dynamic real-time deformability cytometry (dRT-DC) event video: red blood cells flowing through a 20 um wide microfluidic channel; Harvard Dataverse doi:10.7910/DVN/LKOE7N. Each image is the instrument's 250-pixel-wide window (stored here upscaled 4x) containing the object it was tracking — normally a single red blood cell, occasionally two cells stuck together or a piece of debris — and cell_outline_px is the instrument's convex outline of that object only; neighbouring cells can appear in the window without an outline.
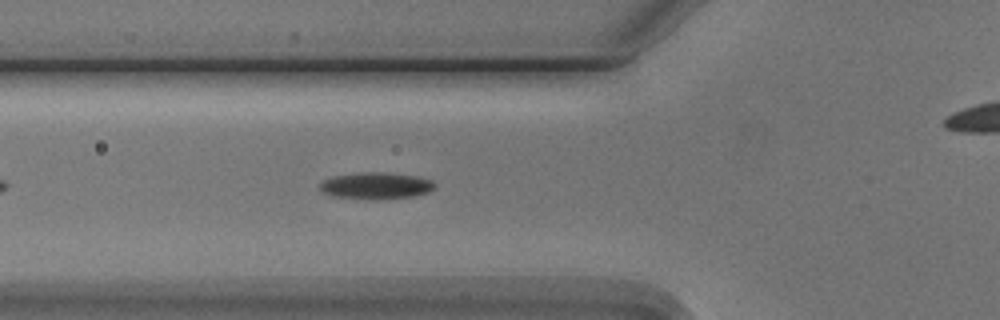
{"species": "Egyptian fruit bat (a non-hibernating species)", "species_latin": "Rousettus aegyptiacus", "temperature_condition": "cold", "stored_images_in_passage": 6, "segment_of_instrument_passage": [1, 2], "camera_frame_rate_fps": 3000, "um_per_image_px": 0.085, "animal": {"sex": "male"}, "frame": {"image": 1, "passage_image": 5, "time_ms": 4.667, "image_size_px": [1000, 320], "cell_outline_px": [[436, 188], [428, 192], [416, 196], [380, 200], [372, 200], [332, 196], [324, 192], [320, 188], [320, 180], [332, 176], [356, 172], [384, 172], [420, 176], [432, 180], [436, 184]], "centroid_in_image_um": [31.98, 15.78], "position_along_channel_um": 93.8, "area_um2": 18.44}}